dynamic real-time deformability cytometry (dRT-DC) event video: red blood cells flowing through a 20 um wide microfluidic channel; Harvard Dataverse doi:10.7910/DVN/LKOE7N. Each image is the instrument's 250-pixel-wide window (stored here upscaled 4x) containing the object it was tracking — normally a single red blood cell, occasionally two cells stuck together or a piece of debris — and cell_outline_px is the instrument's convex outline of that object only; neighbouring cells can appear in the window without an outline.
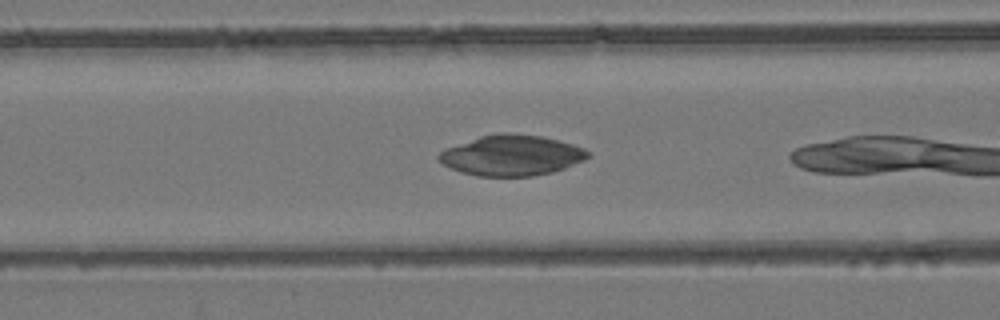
{"species": "common noctule bat (a hibernating species)", "species_latin": "Nyctalus noctula", "temperature_condition": "room temperature", "stored_images_in_passage": 7, "camera_frame_rate_fps": 3000, "um_per_image_px": 0.085, "animal": {"sex": "female", "body_mass_g": 24.6, "forearm_length_mm": 56.2}, "frame": {"image": 1, "passage_image": 5, "time_ms": 1.333, "image_size_px": [1000, 320], "cell_outline_px": [[592, 156], [584, 160], [564, 168], [552, 172], [532, 176], [476, 176], [460, 172], [444, 164], [436, 156], [440, 152], [448, 148], [480, 136], [500, 132], [512, 132], [540, 136], [572, 144], [584, 148], [592, 152]], "centroid_in_image_um": [43.52, 13.2], "position_along_channel_um": 123.1, "area_um2": 35.14}}